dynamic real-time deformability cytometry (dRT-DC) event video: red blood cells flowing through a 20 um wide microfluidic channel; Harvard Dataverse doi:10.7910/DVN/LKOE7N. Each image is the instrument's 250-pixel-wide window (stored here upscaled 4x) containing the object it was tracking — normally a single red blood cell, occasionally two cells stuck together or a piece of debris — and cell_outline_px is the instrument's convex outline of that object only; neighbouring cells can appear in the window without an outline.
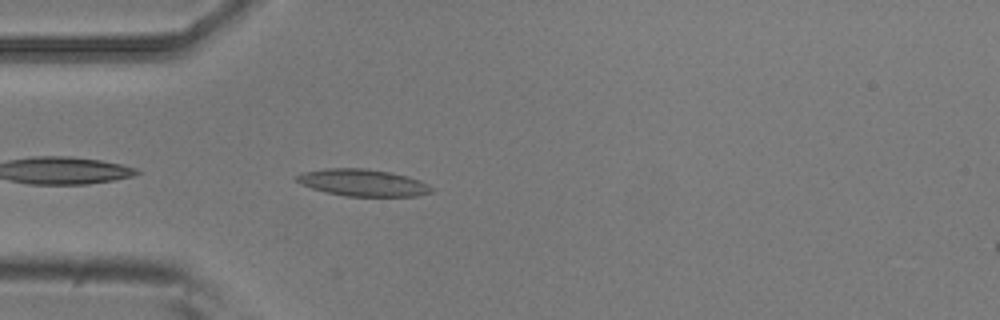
{"species": "common noctule bat (a hibernating species)", "species_latin": "Nyctalus noctula", "temperature_condition": "room temperature", "stored_images_in_passage": 4, "camera_frame_rate_fps": 3000, "um_per_image_px": 0.085, "animal": {"sex": "male", "body_mass_g": 20.5, "forearm_length_mm": 52.5}, "frame": {"image": 1, "passage_image": 4, "time_ms": 1.0, "image_size_px": [1000, 320], "cell_outline_px": [[436, 188], [432, 192], [416, 196], [344, 196], [312, 188], [300, 184], [296, 180], [296, 176], [300, 172], [324, 168], [364, 168], [392, 172], [408, 176], [420, 180]], "centroid_in_image_um": [30.86, 15.52], "position_along_channel_um": 54.1, "area_um2": 21.39}}